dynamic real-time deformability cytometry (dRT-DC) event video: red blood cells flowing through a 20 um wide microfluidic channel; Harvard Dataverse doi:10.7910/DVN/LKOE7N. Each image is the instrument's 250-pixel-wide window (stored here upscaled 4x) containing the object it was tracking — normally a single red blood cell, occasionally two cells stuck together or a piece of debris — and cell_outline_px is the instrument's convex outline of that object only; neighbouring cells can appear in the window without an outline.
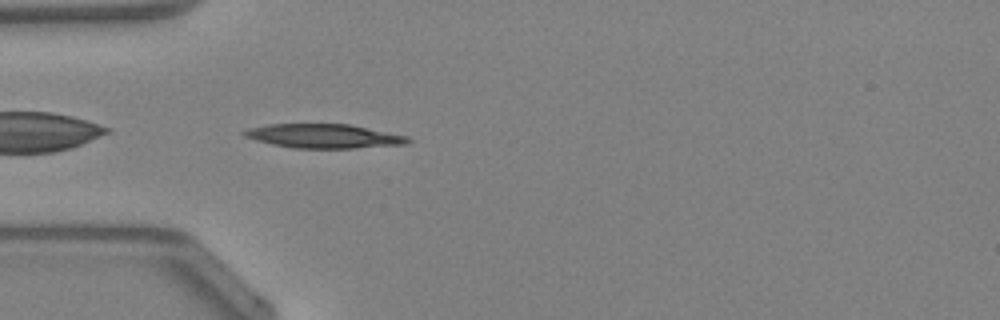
{"species": "Egyptian fruit bat (a non-hibernating species)", "species_latin": "Rousettus aegyptiacus", "temperature_condition": "warm", "stored_images_in_passage": 30, "camera_frame_rate_fps": 3000, "um_per_image_px": 0.085, "animal": {"sex": "female"}, "frame": {"image": 1, "passage_image": 1, "time_ms": 0.0, "image_size_px": [1000, 320], "cell_outline_px": [[412, 140], [408, 144], [356, 148], [292, 148], [272, 144], [256, 140], [244, 136], [240, 132], [248, 128], [268, 124], [352, 124], [408, 136]], "centroid_in_image_um": [27.55, 11.56], "position_along_channel_um": 57.5, "area_um2": 23.18}}
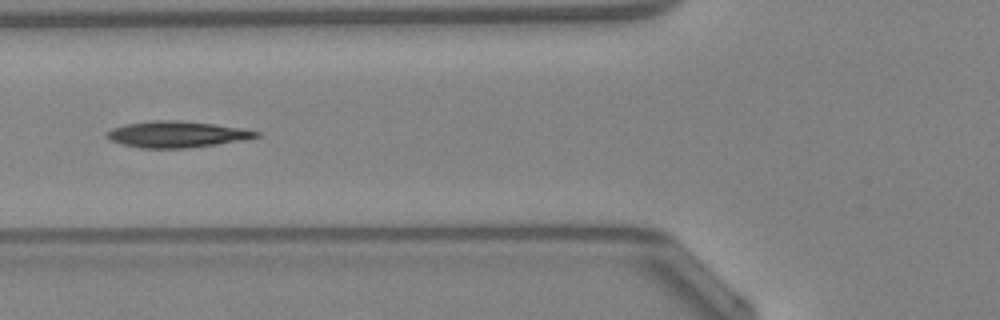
{"frame": {"image": 2, "passage_image": 5, "time_ms": 1.333, "image_size_px": [1000, 320], "cell_outline_px": [[260, 136], [244, 140], [188, 148], [140, 148], [124, 144], [112, 140], [104, 136], [104, 132], [112, 128], [124, 124], [152, 120], [176, 120], [212, 124], [260, 132]], "centroid_in_image_um": [14.96, 11.42], "position_along_channel_um": 110.8, "area_um2": 22.66}, "authors_computed_cell_mechanics": {"area_um2": 22.0507, "velocity_mm_per_s": 4.2956, "shape_relaxation_time_tau1_ms": 8.9907, "shape_relaxation_time_tau2_ms": 4.4041, "deformation_change_tau1": 0.268, "deformation_change_tau2": 0.1612}}